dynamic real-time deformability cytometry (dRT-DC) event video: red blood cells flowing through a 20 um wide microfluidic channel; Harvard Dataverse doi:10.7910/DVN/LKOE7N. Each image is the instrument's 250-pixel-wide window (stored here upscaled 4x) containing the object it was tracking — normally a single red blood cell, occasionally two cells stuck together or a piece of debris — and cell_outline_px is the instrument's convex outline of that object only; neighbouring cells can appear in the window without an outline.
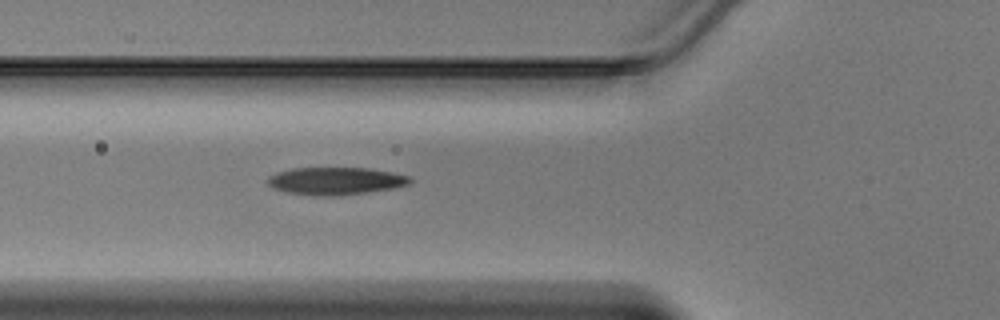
{"species": "Egyptian fruit bat (a non-hibernating species)", "species_latin": "Rousettus aegyptiacus", "temperature_condition": "warm", "stored_images_in_passage": 18, "camera_frame_rate_fps": 3000, "um_per_image_px": 0.085, "animal": {"sex": "male"}, "frame": {"image": 1, "passage_image": 6, "time_ms": 1.667, "image_size_px": [1000, 320], "cell_outline_px": [[412, 184], [396, 188], [368, 192], [332, 196], [320, 196], [288, 192], [272, 188], [268, 184], [268, 176], [276, 172], [292, 168], [368, 168], [392, 172], [412, 176]], "centroid_in_image_um": [28.58, 15.38], "position_along_channel_um": 97.2, "area_um2": 23.0}}
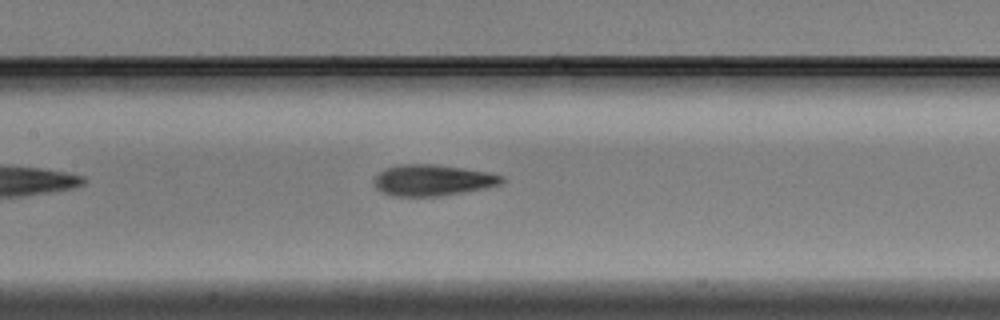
{"frame": {"image": 2, "passage_image": 11, "time_ms": 3.333, "image_size_px": [1000, 320], "cell_outline_px": [[504, 180], [500, 184], [484, 188], [440, 196], [392, 196], [376, 188], [376, 176], [380, 172], [388, 168], [404, 164], [432, 164], [488, 172], [504, 176]], "centroid_in_image_um": [36.8, 15.32], "position_along_channel_um": 170.6, "area_um2": 22.66}}
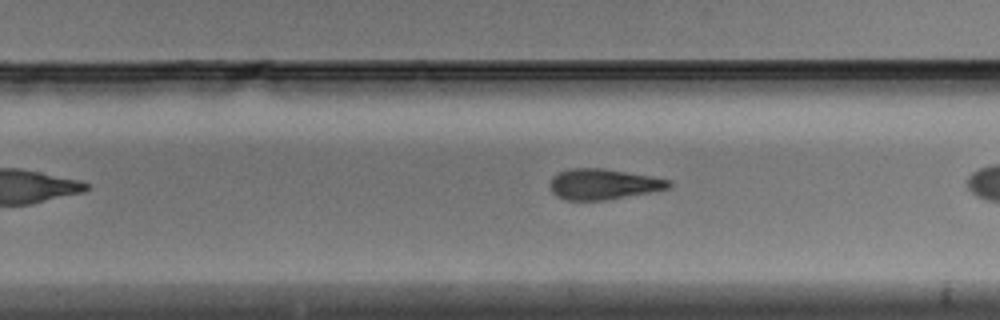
{"frame": {"image": 3, "passage_image": 16, "time_ms": 5.0, "image_size_px": [1000, 320], "cell_outline_px": [[672, 188], [604, 200], [568, 200], [556, 196], [552, 192], [552, 176], [568, 168], [604, 168], [652, 176], [672, 180]], "centroid_in_image_um": [51.33, 15.64], "position_along_channel_um": 278.5, "area_um2": 21.15}}